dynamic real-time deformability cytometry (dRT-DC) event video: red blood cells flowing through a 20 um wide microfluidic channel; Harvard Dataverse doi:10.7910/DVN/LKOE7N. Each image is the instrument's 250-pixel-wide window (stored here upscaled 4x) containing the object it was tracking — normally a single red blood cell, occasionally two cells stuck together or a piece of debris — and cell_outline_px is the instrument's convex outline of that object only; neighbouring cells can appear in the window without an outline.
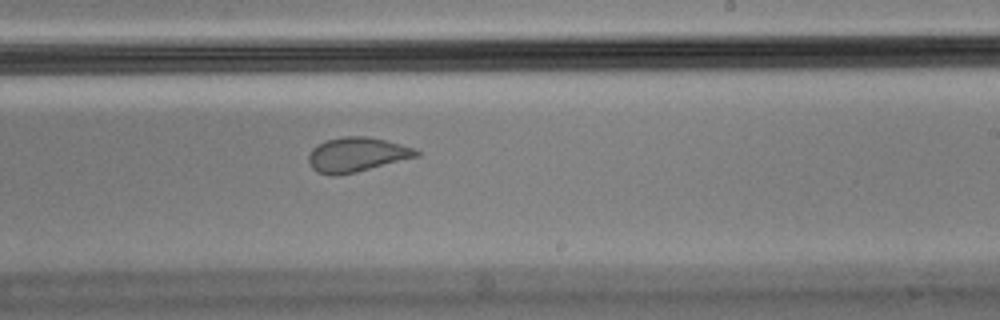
{"species": "Egyptian fruit bat (a non-hibernating species)", "species_latin": "Rousettus aegyptiacus", "temperature_condition": "cold", "stored_images_in_passage": 9, "segment_of_instrument_passage": [1, 2], "camera_frame_rate_fps": 3000, "um_per_image_px": 0.085, "animal": {"sex": "male"}, "frame": {"image": 1, "passage_image": 8, "time_ms": 2.333, "image_size_px": [1000, 320], "cell_outline_px": [[420, 156], [356, 172], [336, 176], [328, 176], [316, 172], [312, 168], [308, 160], [308, 156], [312, 148], [316, 144], [328, 140], [344, 136], [368, 136], [400, 144], [412, 148], [420, 152]], "centroid_in_image_um": [30.29, 13.16], "position_along_channel_um": 258.7, "area_um2": 21.73}}